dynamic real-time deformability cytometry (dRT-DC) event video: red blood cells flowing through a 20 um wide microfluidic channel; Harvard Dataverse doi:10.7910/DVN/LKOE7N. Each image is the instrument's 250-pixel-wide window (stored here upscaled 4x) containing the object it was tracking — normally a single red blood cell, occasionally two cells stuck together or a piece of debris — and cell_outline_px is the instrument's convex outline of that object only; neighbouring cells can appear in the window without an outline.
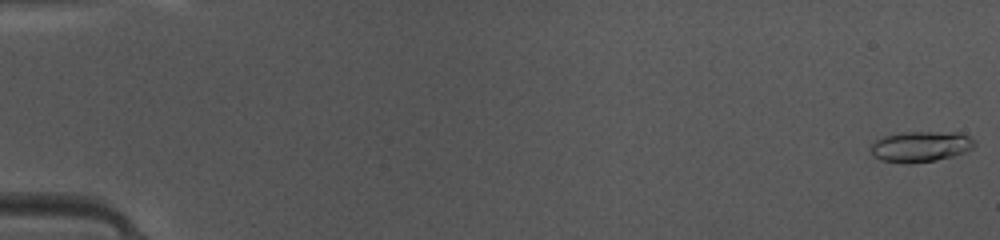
{"species": "common noctule bat (a hibernating species)", "species_latin": "Nyctalus noctula", "temperature_condition": "warm", "stored_images_in_passage": 48, "camera_frame_rate_fps": 3000, "um_per_image_px": 0.085, "animal": {"sex": "female", "body_mass_g": 10.0, "forearm_length_mm": 53.1}, "frame": {"image": 1, "passage_image": 1, "time_ms": 0.0, "image_size_px": [1000, 240], "cell_outline_px": [[976, 144], [972, 148], [964, 152], [952, 156], [936, 160], [880, 160], [872, 152], [872, 144], [876, 140], [884, 136], [904, 132], [960, 132], [968, 136]], "centroid_in_image_um": [78.32, 12.39], "position_along_channel_um": 6.7, "area_um2": 17.57}}
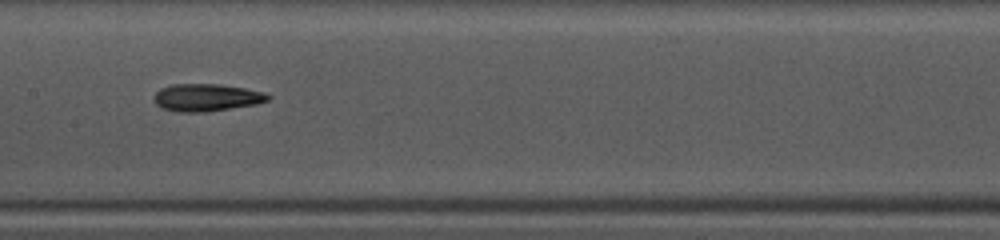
{"frame": {"image": 2, "passage_image": 25, "time_ms": 8.0, "image_size_px": [1000, 240], "cell_outline_px": [[272, 96], [268, 100], [256, 104], [204, 112], [180, 112], [160, 108], [156, 104], [152, 96], [160, 88], [172, 84], [216, 84], [244, 88], [264, 92]], "centroid_in_image_um": [17.51, 8.29], "position_along_channel_um": 189.9, "area_um2": 18.21}}
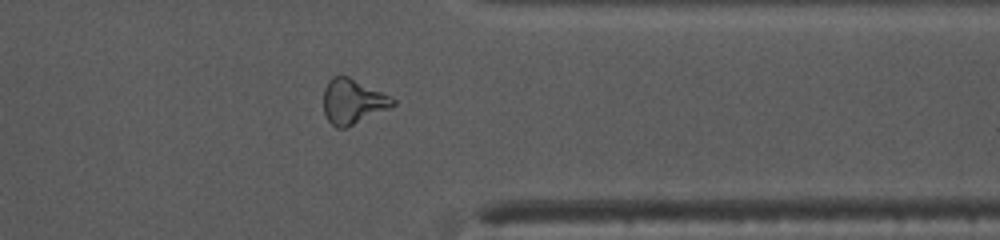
{"frame": {"image": 3, "passage_image": 39, "time_ms": 12.667, "image_size_px": [1000, 240], "cell_outline_px": [[396, 104], [388, 108], [344, 128], [336, 128], [328, 120], [324, 112], [324, 88], [328, 80], [332, 76], [348, 76], [396, 100]], "centroid_in_image_um": [29.93, 8.61], "position_along_channel_um": 381.5, "area_um2": 17.57}, "authors_computed_cell_mechanics": {"area_um2": 17.6868, "velocity_mm_per_s": 4.1887, "shape_relaxation_time_tau1_ms": 6.1686, "shape_relaxation_time_tau2_ms": 9.2214, "deformation_change_tau1": 0.1898, "deformation_change_tau2": 0.1996}}